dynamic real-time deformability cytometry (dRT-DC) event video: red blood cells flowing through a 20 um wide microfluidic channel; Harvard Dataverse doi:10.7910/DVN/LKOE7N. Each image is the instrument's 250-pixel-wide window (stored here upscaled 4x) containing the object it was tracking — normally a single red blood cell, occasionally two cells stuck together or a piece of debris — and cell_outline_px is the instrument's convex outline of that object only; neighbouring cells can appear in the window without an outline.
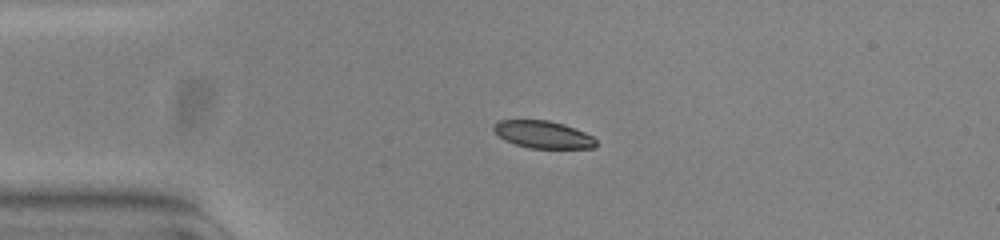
{"species": "common noctule bat (a hibernating species)", "species_latin": "Nyctalus noctula", "temperature_condition": "warm", "stored_images_in_passage": 42, "camera_frame_rate_fps": 3000, "um_per_image_px": 0.085, "animal": {"sex": "female", "body_mass_g": 23.0, "forearm_length_mm": 53.4}, "frame": {"image": 1, "passage_image": 1, "time_ms": 0.0, "image_size_px": [1000, 240], "cell_outline_px": [[596, 144], [592, 148], [528, 148], [504, 140], [492, 128], [500, 120], [548, 120], [564, 124], [584, 132], [592, 136], [596, 140]], "centroid_in_image_um": [46.16, 11.43], "position_along_channel_um": 38.8, "area_um2": 16.13}}
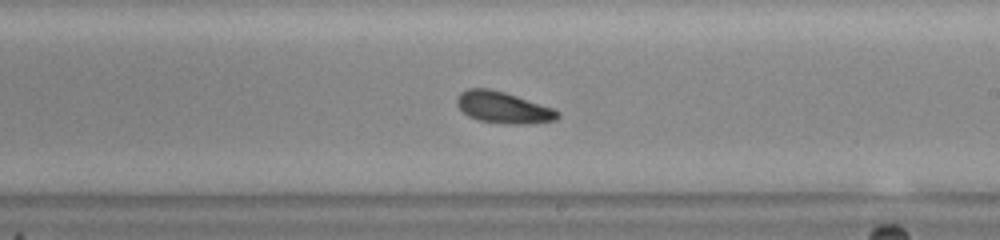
{"frame": {"image": 2, "passage_image": 20, "time_ms": 6.333, "image_size_px": [1000, 240], "cell_outline_px": [[560, 116], [556, 120], [528, 124], [504, 124], [480, 120], [468, 116], [456, 104], [456, 96], [460, 92], [468, 88], [488, 88], [504, 92], [552, 108], [560, 112]], "centroid_in_image_um": [42.75, 9.14], "position_along_channel_um": 246.2, "area_um2": 18.44}}
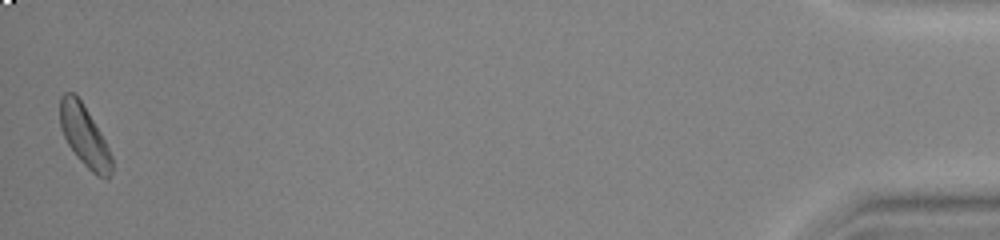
{"frame": {"image": 3, "passage_image": 42, "time_ms": 13.667, "image_size_px": [1000, 240], "cell_outline_px": [[112, 172], [108, 180], [104, 180], [96, 176], [76, 156], [68, 144], [60, 128], [60, 96], [64, 92], [72, 92], [80, 100], [88, 112], [100, 132], [112, 156]], "centroid_in_image_um": [7.18, 11.59], "position_along_channel_um": 428.0, "area_um2": 18.32}, "authors_computed_cell_mechanics": {"area_um2": 18.1492, "velocity_mm_per_s": 3.7776, "shape_relaxation_time_tau1_ms": 5.2928, "shape_relaxation_time_tau2_ms": 3.7916, "deformation_change_tau1": 0.1205, "deformation_change_tau2": 0.1075}}